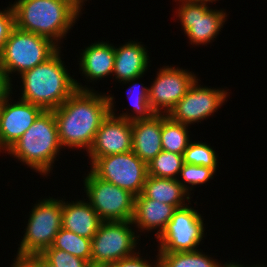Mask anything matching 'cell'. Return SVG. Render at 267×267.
Wrapping results in <instances>:
<instances>
[{
	"label": "cell",
	"mask_w": 267,
	"mask_h": 267,
	"mask_svg": "<svg viewBox=\"0 0 267 267\" xmlns=\"http://www.w3.org/2000/svg\"><path fill=\"white\" fill-rule=\"evenodd\" d=\"M52 111L63 150L67 147L88 152L102 121L111 112L108 91L77 89Z\"/></svg>",
	"instance_id": "6da1fadb"
},
{
	"label": "cell",
	"mask_w": 267,
	"mask_h": 267,
	"mask_svg": "<svg viewBox=\"0 0 267 267\" xmlns=\"http://www.w3.org/2000/svg\"><path fill=\"white\" fill-rule=\"evenodd\" d=\"M61 49L44 63L19 75L22 82L19 99L37 105L44 111H52L61 106L77 89L93 90L90 85L80 84L68 73Z\"/></svg>",
	"instance_id": "7a4b0ae2"
},
{
	"label": "cell",
	"mask_w": 267,
	"mask_h": 267,
	"mask_svg": "<svg viewBox=\"0 0 267 267\" xmlns=\"http://www.w3.org/2000/svg\"><path fill=\"white\" fill-rule=\"evenodd\" d=\"M11 6L16 28L49 38L60 48L83 14L70 0H15Z\"/></svg>",
	"instance_id": "3957f363"
},
{
	"label": "cell",
	"mask_w": 267,
	"mask_h": 267,
	"mask_svg": "<svg viewBox=\"0 0 267 267\" xmlns=\"http://www.w3.org/2000/svg\"><path fill=\"white\" fill-rule=\"evenodd\" d=\"M62 149L54 113L43 111L5 153L47 177L52 174L54 163L58 161Z\"/></svg>",
	"instance_id": "277c9868"
},
{
	"label": "cell",
	"mask_w": 267,
	"mask_h": 267,
	"mask_svg": "<svg viewBox=\"0 0 267 267\" xmlns=\"http://www.w3.org/2000/svg\"><path fill=\"white\" fill-rule=\"evenodd\" d=\"M59 49L49 38L15 27L0 51V65L12 84L14 74L19 76L44 63Z\"/></svg>",
	"instance_id": "5b68a950"
},
{
	"label": "cell",
	"mask_w": 267,
	"mask_h": 267,
	"mask_svg": "<svg viewBox=\"0 0 267 267\" xmlns=\"http://www.w3.org/2000/svg\"><path fill=\"white\" fill-rule=\"evenodd\" d=\"M30 212L18 244L17 255L20 256L41 254L53 245L56 234L62 228V199L50 196L40 199Z\"/></svg>",
	"instance_id": "8992f818"
},
{
	"label": "cell",
	"mask_w": 267,
	"mask_h": 267,
	"mask_svg": "<svg viewBox=\"0 0 267 267\" xmlns=\"http://www.w3.org/2000/svg\"><path fill=\"white\" fill-rule=\"evenodd\" d=\"M133 227L132 220L103 221L91 239V267H108L139 251L140 237Z\"/></svg>",
	"instance_id": "52a82bcc"
},
{
	"label": "cell",
	"mask_w": 267,
	"mask_h": 267,
	"mask_svg": "<svg viewBox=\"0 0 267 267\" xmlns=\"http://www.w3.org/2000/svg\"><path fill=\"white\" fill-rule=\"evenodd\" d=\"M187 205L176 208L165 230L157 238V253L188 252L199 250L205 239L204 217ZM198 248V249H197Z\"/></svg>",
	"instance_id": "ba28073f"
},
{
	"label": "cell",
	"mask_w": 267,
	"mask_h": 267,
	"mask_svg": "<svg viewBox=\"0 0 267 267\" xmlns=\"http://www.w3.org/2000/svg\"><path fill=\"white\" fill-rule=\"evenodd\" d=\"M90 159V171L101 180L138 196L148 176V167L133 151Z\"/></svg>",
	"instance_id": "9c48e42d"
},
{
	"label": "cell",
	"mask_w": 267,
	"mask_h": 267,
	"mask_svg": "<svg viewBox=\"0 0 267 267\" xmlns=\"http://www.w3.org/2000/svg\"><path fill=\"white\" fill-rule=\"evenodd\" d=\"M83 187L87 202L102 221H127L134 216L135 195L101 180L91 171L85 173Z\"/></svg>",
	"instance_id": "30bf717a"
},
{
	"label": "cell",
	"mask_w": 267,
	"mask_h": 267,
	"mask_svg": "<svg viewBox=\"0 0 267 267\" xmlns=\"http://www.w3.org/2000/svg\"><path fill=\"white\" fill-rule=\"evenodd\" d=\"M179 7L175 15L190 45H208L216 40L227 21L226 10L213 9L208 4L189 0H174ZM215 38V39H214Z\"/></svg>",
	"instance_id": "8fae6325"
},
{
	"label": "cell",
	"mask_w": 267,
	"mask_h": 267,
	"mask_svg": "<svg viewBox=\"0 0 267 267\" xmlns=\"http://www.w3.org/2000/svg\"><path fill=\"white\" fill-rule=\"evenodd\" d=\"M200 78L190 86L183 98L176 103L168 116L184 125L201 123L214 115L227 102L230 92L225 88H212L199 84Z\"/></svg>",
	"instance_id": "7c38bea8"
},
{
	"label": "cell",
	"mask_w": 267,
	"mask_h": 267,
	"mask_svg": "<svg viewBox=\"0 0 267 267\" xmlns=\"http://www.w3.org/2000/svg\"><path fill=\"white\" fill-rule=\"evenodd\" d=\"M158 70L148 90L149 104L155 114L168 115L198 77L173 65H163Z\"/></svg>",
	"instance_id": "4fadbf2b"
},
{
	"label": "cell",
	"mask_w": 267,
	"mask_h": 267,
	"mask_svg": "<svg viewBox=\"0 0 267 267\" xmlns=\"http://www.w3.org/2000/svg\"><path fill=\"white\" fill-rule=\"evenodd\" d=\"M13 86L11 84V92L0 101L1 153H5L44 111L41 107L19 98L17 102L14 101L15 97H12L14 94Z\"/></svg>",
	"instance_id": "5bb4252c"
},
{
	"label": "cell",
	"mask_w": 267,
	"mask_h": 267,
	"mask_svg": "<svg viewBox=\"0 0 267 267\" xmlns=\"http://www.w3.org/2000/svg\"><path fill=\"white\" fill-rule=\"evenodd\" d=\"M130 151H132L131 122L110 112L96 132L92 147L86 156L99 158Z\"/></svg>",
	"instance_id": "9a60e30c"
},
{
	"label": "cell",
	"mask_w": 267,
	"mask_h": 267,
	"mask_svg": "<svg viewBox=\"0 0 267 267\" xmlns=\"http://www.w3.org/2000/svg\"><path fill=\"white\" fill-rule=\"evenodd\" d=\"M142 42L130 40L115 48L112 78L120 82L143 77L151 66L149 51ZM146 47V48H145Z\"/></svg>",
	"instance_id": "2e32d148"
},
{
	"label": "cell",
	"mask_w": 267,
	"mask_h": 267,
	"mask_svg": "<svg viewBox=\"0 0 267 267\" xmlns=\"http://www.w3.org/2000/svg\"><path fill=\"white\" fill-rule=\"evenodd\" d=\"M79 54V71L87 82L94 84L96 81L103 80V78L113 74L115 48L109 41H95V43L82 49Z\"/></svg>",
	"instance_id": "e0dca14e"
},
{
	"label": "cell",
	"mask_w": 267,
	"mask_h": 267,
	"mask_svg": "<svg viewBox=\"0 0 267 267\" xmlns=\"http://www.w3.org/2000/svg\"><path fill=\"white\" fill-rule=\"evenodd\" d=\"M173 205H168L157 200L149 198H135L134 216L132 222L136 228V232L154 233L155 238H158L165 230L168 222L172 218L175 211ZM138 228V230H137Z\"/></svg>",
	"instance_id": "ac0fdd59"
},
{
	"label": "cell",
	"mask_w": 267,
	"mask_h": 267,
	"mask_svg": "<svg viewBox=\"0 0 267 267\" xmlns=\"http://www.w3.org/2000/svg\"><path fill=\"white\" fill-rule=\"evenodd\" d=\"M132 151L146 164L162 151V115L131 122Z\"/></svg>",
	"instance_id": "d6986e66"
},
{
	"label": "cell",
	"mask_w": 267,
	"mask_h": 267,
	"mask_svg": "<svg viewBox=\"0 0 267 267\" xmlns=\"http://www.w3.org/2000/svg\"><path fill=\"white\" fill-rule=\"evenodd\" d=\"M83 199L66 202L62 198V228L92 239L103 221L86 199Z\"/></svg>",
	"instance_id": "ffe728a7"
},
{
	"label": "cell",
	"mask_w": 267,
	"mask_h": 267,
	"mask_svg": "<svg viewBox=\"0 0 267 267\" xmlns=\"http://www.w3.org/2000/svg\"><path fill=\"white\" fill-rule=\"evenodd\" d=\"M135 198H149L179 208L191 202L190 194L177 181L148 175L142 193ZM187 200V201H186Z\"/></svg>",
	"instance_id": "44dd1931"
},
{
	"label": "cell",
	"mask_w": 267,
	"mask_h": 267,
	"mask_svg": "<svg viewBox=\"0 0 267 267\" xmlns=\"http://www.w3.org/2000/svg\"><path fill=\"white\" fill-rule=\"evenodd\" d=\"M142 77L133 78L131 80H127L124 82H120L124 85L129 84V88L126 91L127 97L129 102L131 103L132 108L130 109L131 112L128 110L126 112L122 111V113H115L117 112V109L114 108L115 106V98L112 94H108L109 102H110V111L112 114L119 118H124L128 120L129 122H133L136 120H142V119H149L155 113L152 111L149 99H148V90L149 86L146 87L145 84L140 83L139 79ZM138 80V82H137ZM145 85V86H144ZM116 109V110H115ZM130 112V113H129ZM119 114V115H118Z\"/></svg>",
	"instance_id": "7402d4cb"
},
{
	"label": "cell",
	"mask_w": 267,
	"mask_h": 267,
	"mask_svg": "<svg viewBox=\"0 0 267 267\" xmlns=\"http://www.w3.org/2000/svg\"><path fill=\"white\" fill-rule=\"evenodd\" d=\"M188 128L189 126L172 120L168 115H162V150L183 155L192 141Z\"/></svg>",
	"instance_id": "603a6c76"
},
{
	"label": "cell",
	"mask_w": 267,
	"mask_h": 267,
	"mask_svg": "<svg viewBox=\"0 0 267 267\" xmlns=\"http://www.w3.org/2000/svg\"><path fill=\"white\" fill-rule=\"evenodd\" d=\"M161 267H220L222 262L213 259L203 250L188 252L157 253Z\"/></svg>",
	"instance_id": "cb8c5ba5"
},
{
	"label": "cell",
	"mask_w": 267,
	"mask_h": 267,
	"mask_svg": "<svg viewBox=\"0 0 267 267\" xmlns=\"http://www.w3.org/2000/svg\"><path fill=\"white\" fill-rule=\"evenodd\" d=\"M52 246L86 260L91 265V239L61 228Z\"/></svg>",
	"instance_id": "d4e9b609"
},
{
	"label": "cell",
	"mask_w": 267,
	"mask_h": 267,
	"mask_svg": "<svg viewBox=\"0 0 267 267\" xmlns=\"http://www.w3.org/2000/svg\"><path fill=\"white\" fill-rule=\"evenodd\" d=\"M183 164V155L162 150L147 164L148 175L177 179Z\"/></svg>",
	"instance_id": "484cf974"
},
{
	"label": "cell",
	"mask_w": 267,
	"mask_h": 267,
	"mask_svg": "<svg viewBox=\"0 0 267 267\" xmlns=\"http://www.w3.org/2000/svg\"><path fill=\"white\" fill-rule=\"evenodd\" d=\"M184 163L200 165L218 170V155L210 144L201 141H191L183 153Z\"/></svg>",
	"instance_id": "4316f807"
},
{
	"label": "cell",
	"mask_w": 267,
	"mask_h": 267,
	"mask_svg": "<svg viewBox=\"0 0 267 267\" xmlns=\"http://www.w3.org/2000/svg\"><path fill=\"white\" fill-rule=\"evenodd\" d=\"M215 173L216 172L209 167L184 163L177 181L192 195L191 191L196 188L195 186H201L212 180Z\"/></svg>",
	"instance_id": "83f0119b"
},
{
	"label": "cell",
	"mask_w": 267,
	"mask_h": 267,
	"mask_svg": "<svg viewBox=\"0 0 267 267\" xmlns=\"http://www.w3.org/2000/svg\"><path fill=\"white\" fill-rule=\"evenodd\" d=\"M40 255L54 267H91L86 260L56 249L53 246L45 249Z\"/></svg>",
	"instance_id": "f1b7e54d"
},
{
	"label": "cell",
	"mask_w": 267,
	"mask_h": 267,
	"mask_svg": "<svg viewBox=\"0 0 267 267\" xmlns=\"http://www.w3.org/2000/svg\"><path fill=\"white\" fill-rule=\"evenodd\" d=\"M15 28V16L11 4L0 9V51Z\"/></svg>",
	"instance_id": "f546056e"
},
{
	"label": "cell",
	"mask_w": 267,
	"mask_h": 267,
	"mask_svg": "<svg viewBox=\"0 0 267 267\" xmlns=\"http://www.w3.org/2000/svg\"><path fill=\"white\" fill-rule=\"evenodd\" d=\"M140 251H137L132 256L123 258L109 265L108 267H161L159 256L156 255L155 260H147L141 256Z\"/></svg>",
	"instance_id": "4dcf8cb0"
},
{
	"label": "cell",
	"mask_w": 267,
	"mask_h": 267,
	"mask_svg": "<svg viewBox=\"0 0 267 267\" xmlns=\"http://www.w3.org/2000/svg\"><path fill=\"white\" fill-rule=\"evenodd\" d=\"M10 267H40L32 256H20L16 254Z\"/></svg>",
	"instance_id": "1f68e13d"
},
{
	"label": "cell",
	"mask_w": 267,
	"mask_h": 267,
	"mask_svg": "<svg viewBox=\"0 0 267 267\" xmlns=\"http://www.w3.org/2000/svg\"><path fill=\"white\" fill-rule=\"evenodd\" d=\"M11 92V83L8 81L3 68L0 65V101Z\"/></svg>",
	"instance_id": "d6a6232c"
},
{
	"label": "cell",
	"mask_w": 267,
	"mask_h": 267,
	"mask_svg": "<svg viewBox=\"0 0 267 267\" xmlns=\"http://www.w3.org/2000/svg\"><path fill=\"white\" fill-rule=\"evenodd\" d=\"M32 257L39 263L40 267H54L48 263L40 254L32 255Z\"/></svg>",
	"instance_id": "836d02e7"
},
{
	"label": "cell",
	"mask_w": 267,
	"mask_h": 267,
	"mask_svg": "<svg viewBox=\"0 0 267 267\" xmlns=\"http://www.w3.org/2000/svg\"><path fill=\"white\" fill-rule=\"evenodd\" d=\"M220 267H250V265H248V266H245L244 264H239V262H232V261H227V262H225L224 264H223V262H222V264L220 265Z\"/></svg>",
	"instance_id": "e575fe53"
},
{
	"label": "cell",
	"mask_w": 267,
	"mask_h": 267,
	"mask_svg": "<svg viewBox=\"0 0 267 267\" xmlns=\"http://www.w3.org/2000/svg\"><path fill=\"white\" fill-rule=\"evenodd\" d=\"M71 2H73L80 10H82L83 12V6H85V1H88V0H70ZM84 4V5H83Z\"/></svg>",
	"instance_id": "d590c367"
},
{
	"label": "cell",
	"mask_w": 267,
	"mask_h": 267,
	"mask_svg": "<svg viewBox=\"0 0 267 267\" xmlns=\"http://www.w3.org/2000/svg\"><path fill=\"white\" fill-rule=\"evenodd\" d=\"M189 1L205 3V4H209L210 5V3L216 2L218 0H189Z\"/></svg>",
	"instance_id": "8d00e7d4"
},
{
	"label": "cell",
	"mask_w": 267,
	"mask_h": 267,
	"mask_svg": "<svg viewBox=\"0 0 267 267\" xmlns=\"http://www.w3.org/2000/svg\"><path fill=\"white\" fill-rule=\"evenodd\" d=\"M250 267H267V265L266 264L264 265V263L260 264V265L259 264H256V265L254 264L253 266L250 265Z\"/></svg>",
	"instance_id": "74e56055"
}]
</instances>
